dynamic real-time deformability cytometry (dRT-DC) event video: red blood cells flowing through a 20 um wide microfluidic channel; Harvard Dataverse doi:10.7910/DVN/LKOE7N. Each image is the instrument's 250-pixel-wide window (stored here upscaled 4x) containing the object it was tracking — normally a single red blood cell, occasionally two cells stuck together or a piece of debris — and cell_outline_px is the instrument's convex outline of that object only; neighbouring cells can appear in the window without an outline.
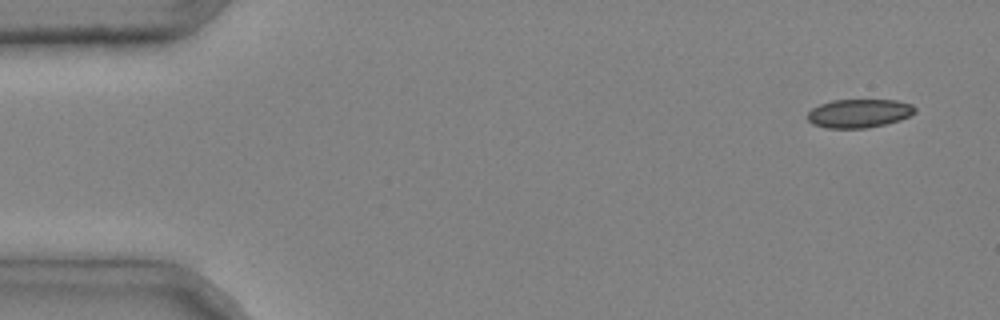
{"species": "common noctule bat (a hibernating species)", "species_latin": "Nyctalus noctula", "temperature_condition": "cold", "stored_images_in_passage": 3, "camera_frame_rate_fps": 3000, "um_per_image_px": 0.085, "animal": {"sex": "male", "body_mass_g": 20.4}, "frame": {"image": 1, "passage_image": 1, "time_ms": 0.0, "image_size_px": [1000, 320], "cell_outline_px": [[916, 112], [900, 120], [884, 124], [864, 128], [828, 128], [812, 124], [808, 120], [808, 112], [812, 108], [820, 104], [832, 100], [896, 100], [912, 104], [916, 108]], "centroid_in_image_um": [73.02, 9.63], "position_along_channel_um": 12.0, "area_um2": 17.86}}
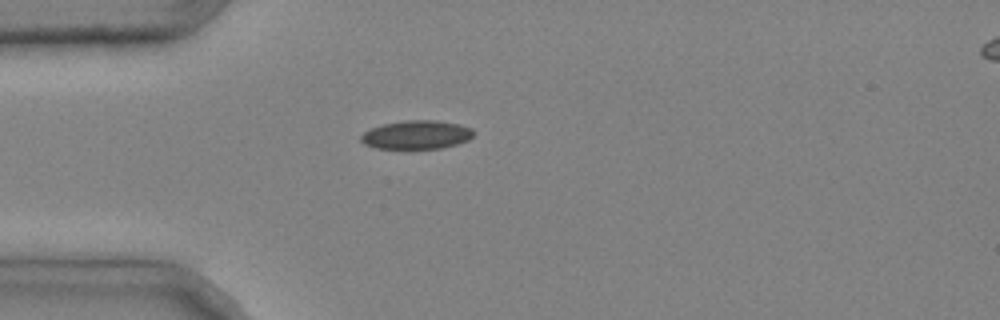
{"frame": {"image": 2, "passage_image": 3, "time_ms": 0.667, "image_size_px": [1000, 320], "cell_outline_px": [[476, 132], [468, 140], [444, 148], [404, 152], [376, 148], [364, 144], [360, 140], [360, 136], [364, 132], [372, 128], [384, 124], [404, 120], [436, 120], [460, 124], [472, 128]], "centroid_in_image_um": [35.4, 11.51], "position_along_channel_um": 49.6, "area_um2": 19.77}}